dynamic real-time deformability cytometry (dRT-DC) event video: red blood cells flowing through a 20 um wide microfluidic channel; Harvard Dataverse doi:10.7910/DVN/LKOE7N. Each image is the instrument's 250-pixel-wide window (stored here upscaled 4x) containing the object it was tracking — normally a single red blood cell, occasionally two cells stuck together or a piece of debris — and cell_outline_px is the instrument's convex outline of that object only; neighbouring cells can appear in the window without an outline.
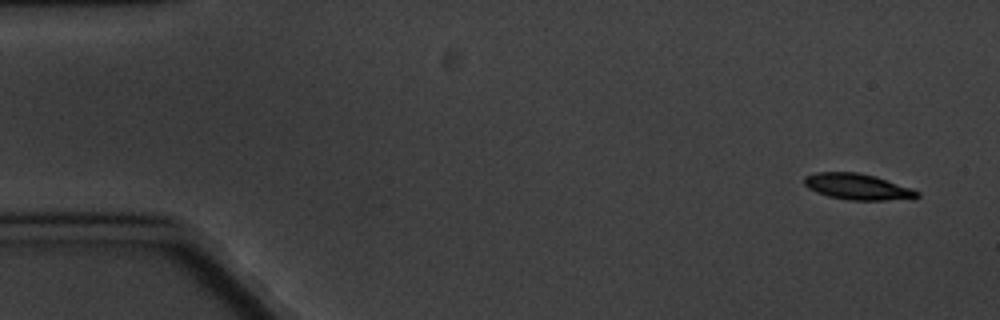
{"species": "common noctule bat (a hibernating species)", "species_latin": "Nyctalus noctula", "temperature_condition": "cold", "stored_images_in_passage": 5, "camera_frame_rate_fps": 3000, "um_per_image_px": 0.085, "animal": {"sex": "male", "body_mass_g": 20.1, "forearm_length_mm": 53.5}, "frame": {"image": 1, "passage_image": 1, "time_ms": 0.0, "image_size_px": [1000, 320], "cell_outline_px": [[920, 196], [884, 200], [852, 200], [828, 196], [816, 192], [808, 188], [804, 184], [804, 176], [816, 172], [856, 172], [876, 176], [912, 188], [920, 192]], "centroid_in_image_um": [72.85, 15.85], "position_along_channel_um": 12.1, "area_um2": 16.99}}
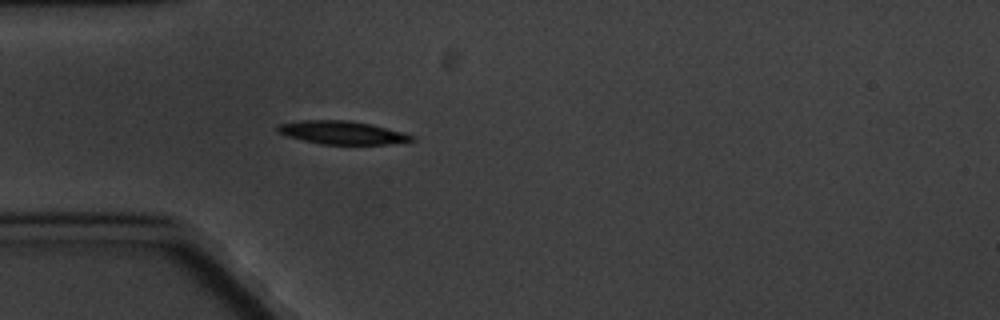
{"frame": {"image": 2, "passage_image": 5, "time_ms": 4.667, "image_size_px": [1000, 320], "cell_outline_px": [[416, 140], [388, 144], [320, 144], [288, 136], [276, 132], [276, 128], [280, 124], [300, 120], [348, 120], [372, 124], [416, 136]], "centroid_in_image_um": [29.09, 11.27], "position_along_channel_um": 55.9, "area_um2": 18.09}}